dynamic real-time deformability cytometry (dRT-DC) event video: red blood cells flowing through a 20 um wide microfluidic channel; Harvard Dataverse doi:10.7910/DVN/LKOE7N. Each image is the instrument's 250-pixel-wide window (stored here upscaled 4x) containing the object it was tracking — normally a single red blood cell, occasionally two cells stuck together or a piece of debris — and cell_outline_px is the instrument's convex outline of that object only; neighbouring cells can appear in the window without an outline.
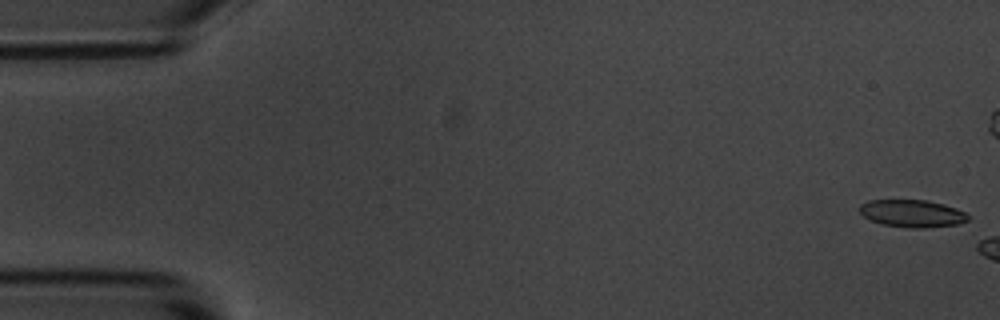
{"species": "common noctule bat (a hibernating species)", "species_latin": "Nyctalus noctula", "temperature_condition": "room temperature", "stored_images_in_passage": 8, "camera_frame_rate_fps": 3000, "um_per_image_px": 0.085, "animal": {"sex": "male", "body_mass_g": 20.1, "forearm_length_mm": 53.5}, "frame": {"image": 1, "passage_image": 1, "time_ms": 0.0, "image_size_px": [1000, 320], "cell_outline_px": [[968, 220], [960, 224], [924, 228], [908, 228], [884, 224], [872, 220], [864, 216], [860, 212], [860, 204], [868, 200], [924, 200], [944, 204], [956, 208], [964, 212], [968, 216]], "centroid_in_image_um": [77.55, 18.14], "position_along_channel_um": 7.4, "area_um2": 17.22}}